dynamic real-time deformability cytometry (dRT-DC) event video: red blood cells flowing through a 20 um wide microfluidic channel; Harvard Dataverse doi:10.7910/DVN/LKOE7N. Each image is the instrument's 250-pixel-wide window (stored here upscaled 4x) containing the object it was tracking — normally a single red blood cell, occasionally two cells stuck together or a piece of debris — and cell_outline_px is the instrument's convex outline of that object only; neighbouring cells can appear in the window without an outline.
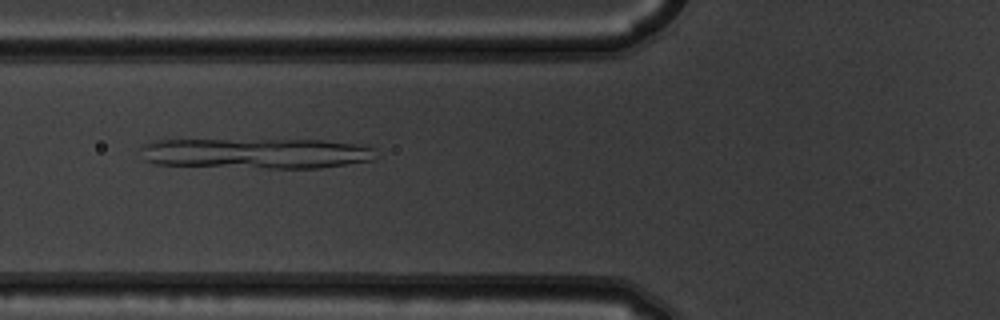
{"species": "common noctule bat (a hibernating species)", "species_latin": "Nyctalus noctula", "temperature_condition": "warm", "stored_images_in_passage": 6, "camera_frame_rate_fps": 3000, "um_per_image_px": 0.085, "animal": {"sex": "male", "body_mass_g": 19.5, "forearm_length_mm": 54.6}, "frame": {"image": 1, "passage_image": 6, "time_ms": 1.667, "image_size_px": [1000, 320], "cell_outline_px": [[376, 148], [372, 160], [320, 168], [264, 168], [156, 164], [144, 160], [140, 148], [144, 144], [156, 140], [320, 140], [356, 144]], "centroid_in_image_um": [21.75, 13.03], "position_along_channel_um": 104.0, "area_um2": 41.62}}